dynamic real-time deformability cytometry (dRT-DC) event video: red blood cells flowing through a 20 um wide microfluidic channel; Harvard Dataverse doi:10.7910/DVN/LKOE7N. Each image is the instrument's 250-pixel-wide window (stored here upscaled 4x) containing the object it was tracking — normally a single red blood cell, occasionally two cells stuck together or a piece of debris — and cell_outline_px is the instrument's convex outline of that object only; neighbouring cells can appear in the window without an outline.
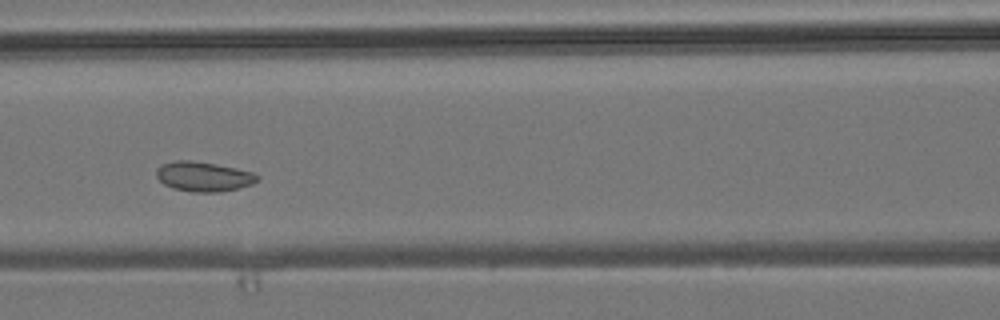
{"species": "common noctule bat (a hibernating species)", "species_latin": "Nyctalus noctula", "temperature_condition": "room temperature", "stored_images_in_passage": 7, "camera_frame_rate_fps": 3000, "um_per_image_px": 0.085, "animal": {"sex": "male", "body_mass_g": 19.2, "forearm_length_mm": 51.8}, "frame": {"image": 1, "passage_image": 5, "time_ms": 4.667, "image_size_px": [1000, 320], "cell_outline_px": [[260, 176], [252, 184], [220, 192], [192, 192], [172, 188], [164, 184], [156, 176], [156, 168], [160, 164], [172, 160], [192, 160], [216, 164], [236, 168], [252, 172]], "centroid_in_image_um": [17.25, 14.99], "position_along_channel_um": 149.4, "area_um2": 17.57}}
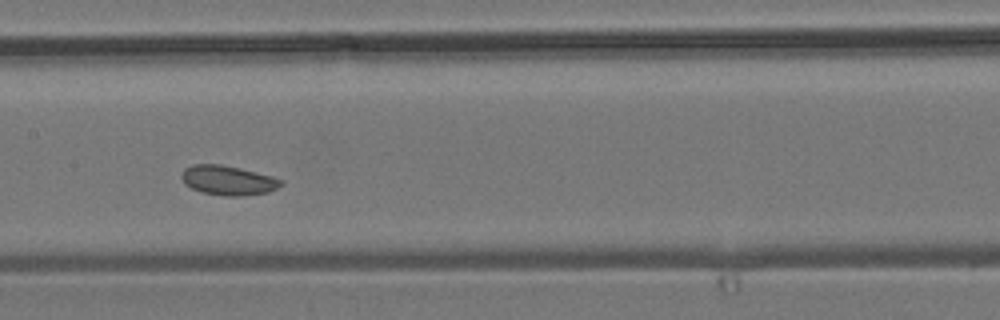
{"frame": {"image": 2, "passage_image": 6, "time_ms": 5.667, "image_size_px": [1000, 320], "cell_outline_px": [[284, 184], [268, 192], [240, 196], [228, 196], [200, 192], [184, 184], [180, 176], [184, 168], [192, 164], [220, 164], [240, 168], [272, 176], [284, 180]], "centroid_in_image_um": [19.37, 15.32], "position_along_channel_um": 188.0, "area_um2": 17.22}}
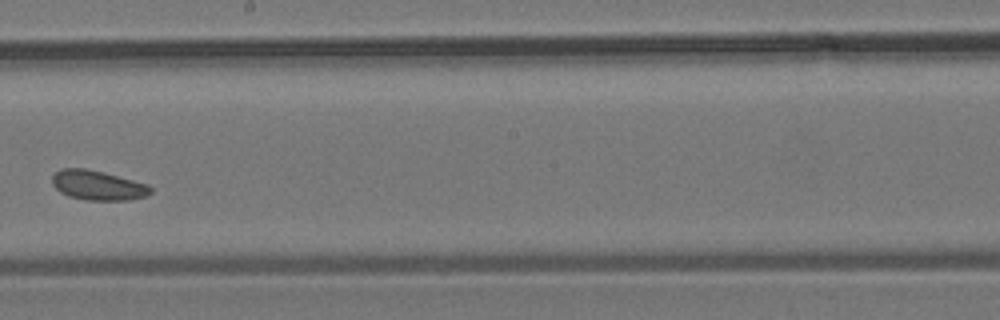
{"frame": {"image": 3, "passage_image": 7, "time_ms": 7.0, "image_size_px": [1000, 320], "cell_outline_px": [[152, 192], [148, 196], [128, 200], [84, 200], [68, 196], [60, 192], [52, 184], [52, 176], [60, 168], [84, 168], [104, 172], [148, 184], [152, 188]], "centroid_in_image_um": [8.32, 15.75], "position_along_channel_um": 239.9, "area_um2": 17.17}}